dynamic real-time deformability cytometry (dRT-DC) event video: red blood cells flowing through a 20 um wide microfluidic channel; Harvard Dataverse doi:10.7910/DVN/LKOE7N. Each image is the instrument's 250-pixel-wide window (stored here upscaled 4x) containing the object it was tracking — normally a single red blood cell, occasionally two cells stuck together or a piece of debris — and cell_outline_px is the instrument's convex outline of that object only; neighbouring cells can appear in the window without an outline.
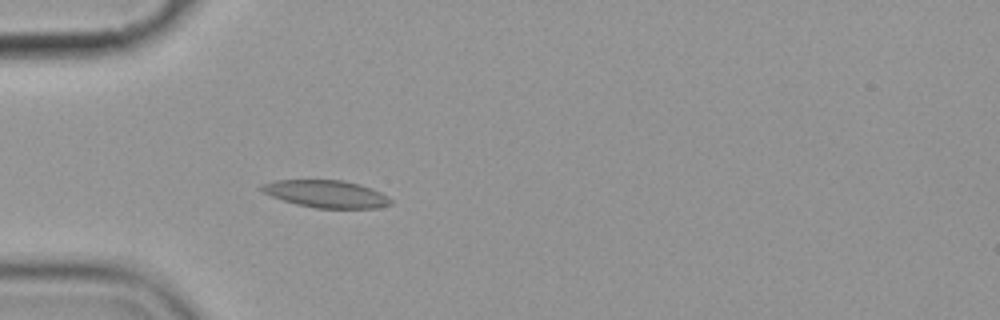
{"species": "common noctule bat (a hibernating species)", "species_latin": "Nyctalus noctula", "temperature_condition": "cold", "stored_images_in_passage": 6, "camera_frame_rate_fps": 3000, "um_per_image_px": 0.085, "animal": {"sex": "female", "body_mass_g": 19.9}, "frame": {"image": 1, "passage_image": 6, "time_ms": 5.667, "image_size_px": [1000, 320], "cell_outline_px": [[392, 204], [376, 208], [316, 208], [296, 204], [272, 196], [264, 192], [260, 188], [260, 184], [276, 180], [344, 180], [360, 184], [372, 188], [388, 196], [392, 200]], "centroid_in_image_um": [27.76, 16.48], "position_along_channel_um": 57.2, "area_um2": 20.58}}